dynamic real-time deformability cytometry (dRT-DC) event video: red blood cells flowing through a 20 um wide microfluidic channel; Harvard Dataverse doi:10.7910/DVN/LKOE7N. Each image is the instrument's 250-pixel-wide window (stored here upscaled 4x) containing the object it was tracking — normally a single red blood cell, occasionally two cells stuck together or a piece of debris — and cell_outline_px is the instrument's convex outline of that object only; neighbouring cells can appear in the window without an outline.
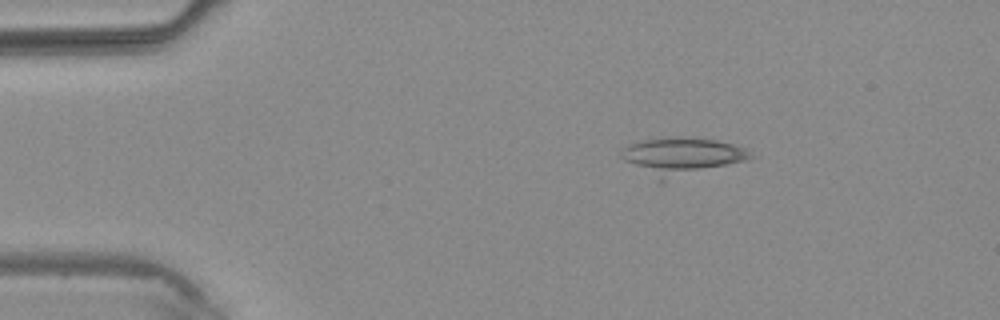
{"species": "common noctule bat (a hibernating species)", "species_latin": "Nyctalus noctula", "temperature_condition": "warm", "stored_images_in_passage": 2, "camera_frame_rate_fps": 3000, "um_per_image_px": 0.085, "animal": {"sex": "male", "body_mass_g": 20.4}, "frame": {"image": 1, "passage_image": 2, "time_ms": 1.333, "image_size_px": [1000, 320], "cell_outline_px": [[752, 156], [748, 160], [660, 184], [624, 160], [620, 156], [620, 152], [628, 144], [644, 140], [664, 136], [680, 136], [716, 140], [732, 144], [744, 148]], "centroid_in_image_um": [57.89, 13.31], "position_along_channel_um": 27.1, "area_um2": 28.84}}